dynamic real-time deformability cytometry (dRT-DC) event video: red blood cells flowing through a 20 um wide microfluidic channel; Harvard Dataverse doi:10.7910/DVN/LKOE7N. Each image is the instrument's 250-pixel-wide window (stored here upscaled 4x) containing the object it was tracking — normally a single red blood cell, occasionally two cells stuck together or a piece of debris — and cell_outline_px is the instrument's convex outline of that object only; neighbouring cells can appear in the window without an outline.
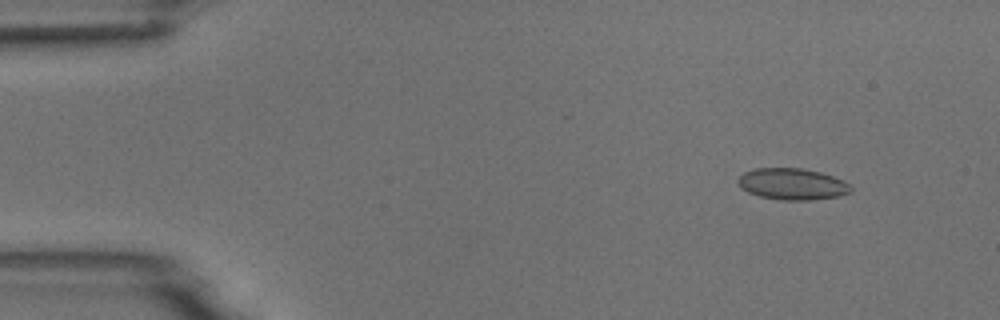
{"species": "common noctule bat (a hibernating species)", "species_latin": "Nyctalus noctula", "temperature_condition": "room temperature", "stored_images_in_passage": 4, "camera_frame_rate_fps": 3000, "um_per_image_px": 0.085, "animal": {"sex": "male", "body_mass_g": 18.8}, "frame": {"image": 1, "passage_image": 2, "time_ms": 1.0, "image_size_px": [1000, 320], "cell_outline_px": [[852, 192], [840, 196], [812, 200], [780, 200], [760, 196], [748, 192], [740, 188], [736, 180], [744, 172], [756, 168], [800, 168], [820, 172], [844, 180], [852, 188]], "centroid_in_image_um": [67.34, 15.65], "position_along_channel_um": 17.7, "area_um2": 20.81}}
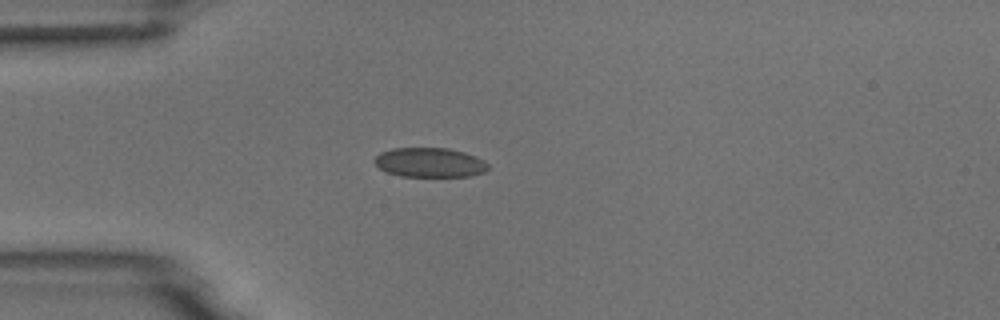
{"frame": {"image": 2, "passage_image": 4, "time_ms": 4.0, "image_size_px": [1000, 320], "cell_outline_px": [[488, 168], [484, 172], [468, 176], [400, 176], [388, 172], [380, 168], [372, 160], [380, 152], [392, 148], [448, 148], [464, 152], [476, 156], [484, 160], [488, 164]], "centroid_in_image_um": [36.52, 13.8], "position_along_channel_um": 48.5, "area_um2": 19.48}}